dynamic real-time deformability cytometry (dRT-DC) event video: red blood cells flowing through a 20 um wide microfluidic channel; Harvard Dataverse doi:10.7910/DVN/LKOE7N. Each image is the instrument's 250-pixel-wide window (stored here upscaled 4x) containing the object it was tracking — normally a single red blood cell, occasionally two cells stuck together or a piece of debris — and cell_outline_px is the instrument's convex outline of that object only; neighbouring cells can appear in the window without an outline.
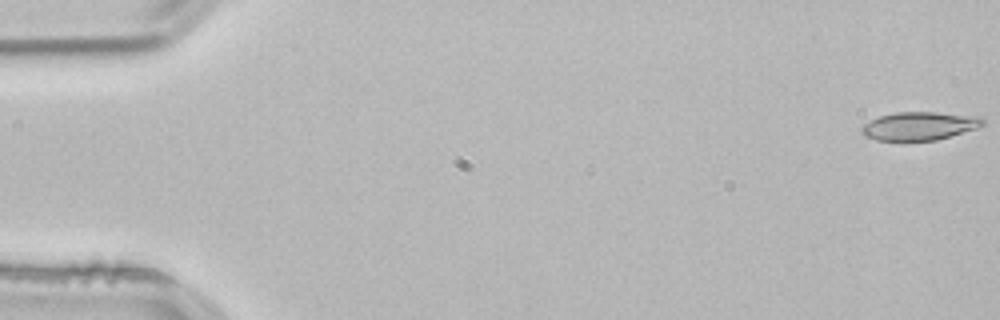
{"species": "common noctule bat (a hibernating species)", "species_latin": "Nyctalus noctula", "temperature_condition": "room temperature", "stored_images_in_passage": 13, "camera_frame_rate_fps": 3000, "um_per_image_px": 0.085, "animal": {"sex": "male", "body_mass_g": 21.5, "forearm_length_mm": 52.0}, "frame": {"image": 1, "passage_image": 1, "time_ms": 0.0, "image_size_px": [1000, 320], "cell_outline_px": [[984, 124], [976, 128], [936, 140], [876, 140], [864, 136], [860, 132], [860, 128], [864, 124], [880, 116], [896, 112], [936, 112], [984, 116]], "centroid_in_image_um": [78.16, 10.69], "position_along_channel_um": 6.8, "area_um2": 19.94}}